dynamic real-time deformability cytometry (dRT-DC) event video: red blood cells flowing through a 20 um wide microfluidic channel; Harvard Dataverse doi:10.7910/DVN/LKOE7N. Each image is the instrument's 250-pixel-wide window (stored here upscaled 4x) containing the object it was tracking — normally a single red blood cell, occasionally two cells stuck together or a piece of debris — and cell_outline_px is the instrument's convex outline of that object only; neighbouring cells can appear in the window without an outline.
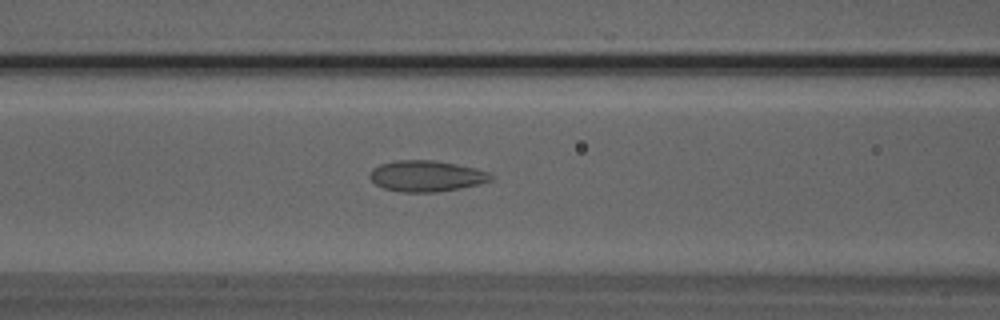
{"species": "Egyptian fruit bat (a non-hibernating species)", "species_latin": "Rousettus aegyptiacus", "temperature_condition": "room temperature", "stored_images_in_passage": 32, "camera_frame_rate_fps": 3000, "um_per_image_px": 0.085, "animal": {"sex": "male"}, "frame": {"image": 1, "passage_image": 9, "time_ms": 2.667, "image_size_px": [1000, 320], "cell_outline_px": [[496, 176], [492, 180], [480, 184], [460, 188], [436, 192], [400, 192], [384, 188], [376, 184], [368, 176], [368, 172], [372, 168], [380, 164], [396, 160], [436, 160], [476, 168], [488, 172]], "centroid_in_image_um": [36.25, 14.96], "position_along_channel_um": 130.4, "area_um2": 22.14}}
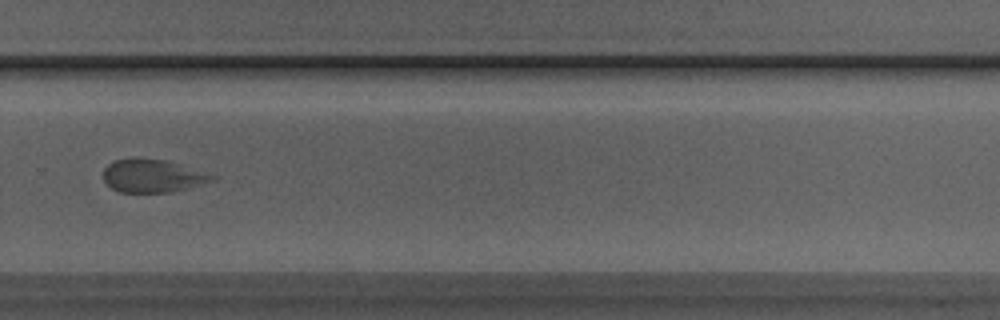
{"frame": {"image": 2, "passage_image": 23, "time_ms": 7.333, "image_size_px": [1000, 320], "cell_outline_px": [[220, 176], [216, 180], [172, 192], [120, 192], [112, 188], [104, 180], [104, 168], [108, 164], [116, 160], [164, 160]], "centroid_in_image_um": [13.03, 14.98], "position_along_channel_um": 316.8, "area_um2": 20.4}}
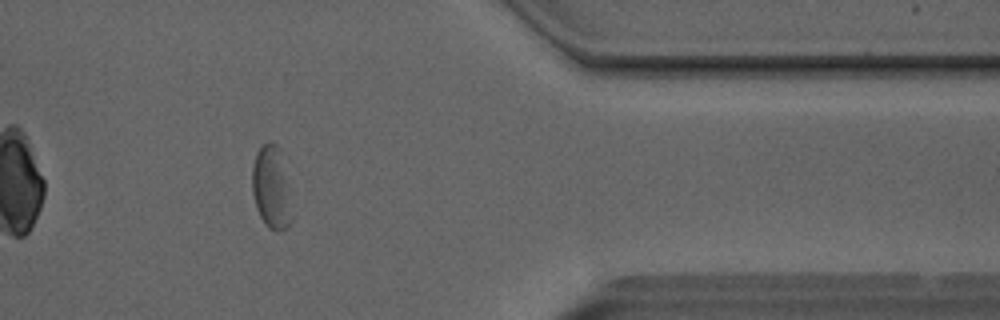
{"frame": {"image": 3, "passage_image": 30, "time_ms": 9.667, "image_size_px": [1000, 320], "cell_outline_px": [[292, 220], [288, 228], [280, 232], [276, 232], [268, 228], [264, 224], [256, 208], [252, 192], [252, 164], [256, 152], [260, 144], [268, 140], [276, 144], [288, 156]], "centroid_in_image_um": [23.13, 15.85], "position_along_channel_um": 388.3, "area_um2": 20.87}, "authors_computed_cell_mechanics": {"area_um2": 21.6172, "velocity_mm_per_s": 3.9993, "shape_relaxation_time_tau1_ms": null, "shape_relaxation_time_tau2_ms": 1.1688, "deformation_change_tau1": null, "deformation_change_tau2": 0.0806}}